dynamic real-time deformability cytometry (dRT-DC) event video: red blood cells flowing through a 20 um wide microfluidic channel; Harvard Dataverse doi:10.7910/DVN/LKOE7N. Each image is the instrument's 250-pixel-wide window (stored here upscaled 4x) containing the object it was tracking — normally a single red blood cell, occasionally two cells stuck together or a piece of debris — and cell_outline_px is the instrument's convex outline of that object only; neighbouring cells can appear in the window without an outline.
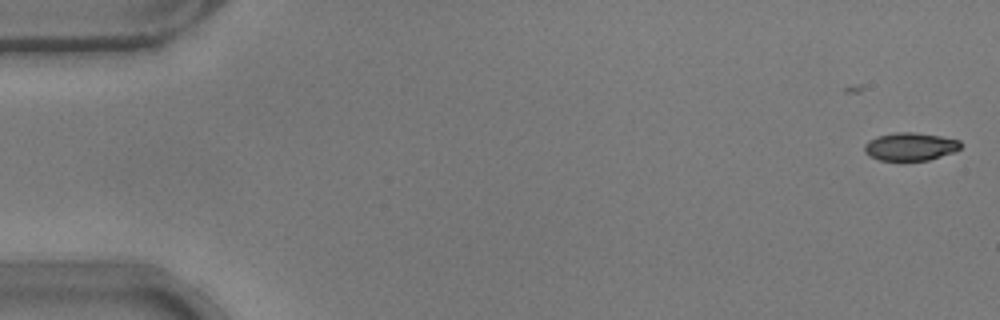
{"species": "common noctule bat (a hibernating species)", "species_latin": "Nyctalus noctula", "temperature_condition": "warm", "stored_images_in_passage": 39, "camera_frame_rate_fps": 3000, "um_per_image_px": 0.085, "animal": {"sex": "male", "body_mass_g": 17.9}, "frame": {"image": 1, "passage_image": 1, "time_ms": 0.0, "image_size_px": [1000, 320], "cell_outline_px": [[960, 148], [956, 152], [928, 160], [880, 160], [864, 152], [864, 144], [868, 140], [880, 136], [896, 132], [912, 132], [940, 136], [960, 140]], "centroid_in_image_um": [77.39, 12.46], "position_along_channel_um": 7.6, "area_um2": 15.55}}
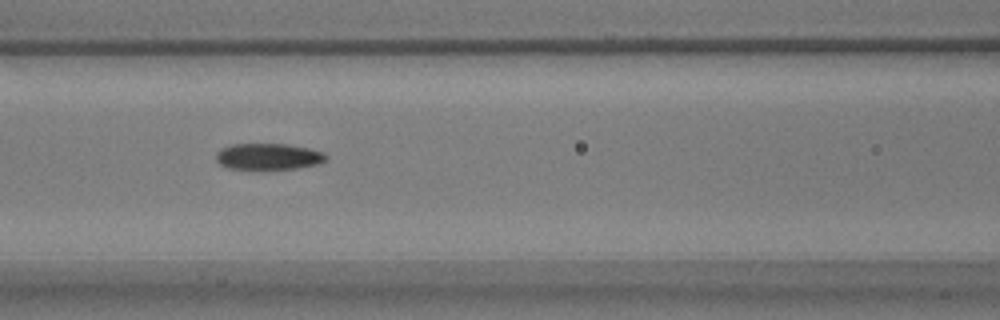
{"frame": {"image": 2, "passage_image": 23, "time_ms": 7.333, "image_size_px": [1000, 320], "cell_outline_px": [[328, 156], [324, 160], [316, 164], [296, 168], [228, 168], [220, 164], [216, 160], [216, 152], [220, 148], [232, 144], [288, 144], [308, 148], [324, 152]], "centroid_in_image_um": [22.78, 13.28], "position_along_channel_um": 143.8, "area_um2": 16.59}}
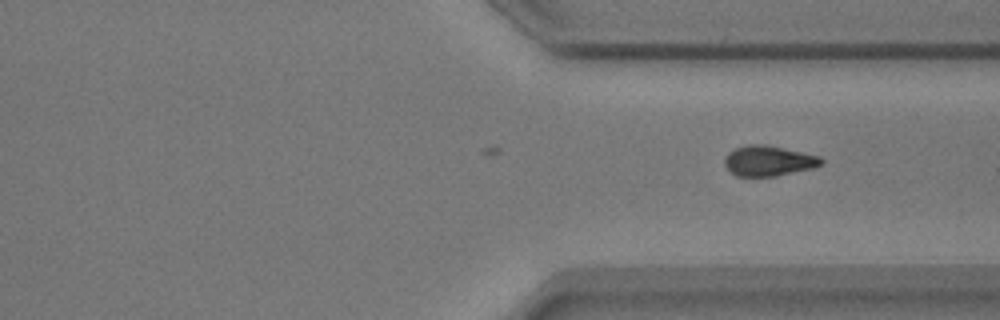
{"frame": {"image": 3, "passage_image": 39, "time_ms": 12.667, "image_size_px": [1000, 320], "cell_outline_px": [[824, 164], [812, 168], [776, 176], [736, 176], [724, 164], [724, 160], [728, 152], [736, 148], [748, 144], [764, 144], [820, 156], [824, 160]], "centroid_in_image_um": [65.34, 13.67], "position_along_channel_um": 346.1, "area_um2": 16.99}}